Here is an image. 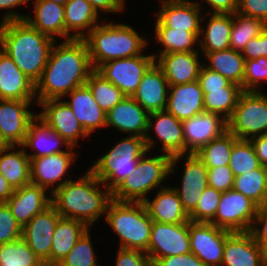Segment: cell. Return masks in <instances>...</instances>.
<instances>
[{"label": "cell", "instance_id": "1", "mask_svg": "<svg viewBox=\"0 0 267 266\" xmlns=\"http://www.w3.org/2000/svg\"><path fill=\"white\" fill-rule=\"evenodd\" d=\"M56 42L40 79L35 83L36 105L48 99H63L73 89L86 85L94 70L84 39Z\"/></svg>", "mask_w": 267, "mask_h": 266}, {"label": "cell", "instance_id": "2", "mask_svg": "<svg viewBox=\"0 0 267 266\" xmlns=\"http://www.w3.org/2000/svg\"><path fill=\"white\" fill-rule=\"evenodd\" d=\"M111 200L112 192L89 169L51 195V204L61 217L81 221L89 228L106 215Z\"/></svg>", "mask_w": 267, "mask_h": 266}, {"label": "cell", "instance_id": "3", "mask_svg": "<svg viewBox=\"0 0 267 266\" xmlns=\"http://www.w3.org/2000/svg\"><path fill=\"white\" fill-rule=\"evenodd\" d=\"M55 40L33 28L26 20L0 23V50L36 83L47 65Z\"/></svg>", "mask_w": 267, "mask_h": 266}, {"label": "cell", "instance_id": "4", "mask_svg": "<svg viewBox=\"0 0 267 266\" xmlns=\"http://www.w3.org/2000/svg\"><path fill=\"white\" fill-rule=\"evenodd\" d=\"M104 20L83 38L93 69L107 61L142 55L147 49L149 42L133 26Z\"/></svg>", "mask_w": 267, "mask_h": 266}, {"label": "cell", "instance_id": "5", "mask_svg": "<svg viewBox=\"0 0 267 266\" xmlns=\"http://www.w3.org/2000/svg\"><path fill=\"white\" fill-rule=\"evenodd\" d=\"M104 218L119 237V248L147 251L153 220L143 202L112 199Z\"/></svg>", "mask_w": 267, "mask_h": 266}, {"label": "cell", "instance_id": "6", "mask_svg": "<svg viewBox=\"0 0 267 266\" xmlns=\"http://www.w3.org/2000/svg\"><path fill=\"white\" fill-rule=\"evenodd\" d=\"M146 153L139 159L135 169L112 192V199L117 201L144 202L155 189L161 186L170 176L171 156L161 153L148 156ZM160 187V188H159Z\"/></svg>", "mask_w": 267, "mask_h": 266}, {"label": "cell", "instance_id": "7", "mask_svg": "<svg viewBox=\"0 0 267 266\" xmlns=\"http://www.w3.org/2000/svg\"><path fill=\"white\" fill-rule=\"evenodd\" d=\"M146 151L148 149L143 137L128 135L102 154L88 169L113 192L132 173Z\"/></svg>", "mask_w": 267, "mask_h": 266}, {"label": "cell", "instance_id": "8", "mask_svg": "<svg viewBox=\"0 0 267 266\" xmlns=\"http://www.w3.org/2000/svg\"><path fill=\"white\" fill-rule=\"evenodd\" d=\"M227 130L240 140L267 134V94L243 91L227 121Z\"/></svg>", "mask_w": 267, "mask_h": 266}, {"label": "cell", "instance_id": "9", "mask_svg": "<svg viewBox=\"0 0 267 266\" xmlns=\"http://www.w3.org/2000/svg\"><path fill=\"white\" fill-rule=\"evenodd\" d=\"M258 205L233 189L222 192L214 219L210 222L230 232H249Z\"/></svg>", "mask_w": 267, "mask_h": 266}, {"label": "cell", "instance_id": "10", "mask_svg": "<svg viewBox=\"0 0 267 266\" xmlns=\"http://www.w3.org/2000/svg\"><path fill=\"white\" fill-rule=\"evenodd\" d=\"M154 63L153 54H142L107 61L101 64L96 71L118 87L126 96H132L144 74Z\"/></svg>", "mask_w": 267, "mask_h": 266}, {"label": "cell", "instance_id": "11", "mask_svg": "<svg viewBox=\"0 0 267 266\" xmlns=\"http://www.w3.org/2000/svg\"><path fill=\"white\" fill-rule=\"evenodd\" d=\"M181 159L185 160L181 184L174 186L184 210L189 215L196 207L200 197L208 185L207 167L195 153L176 155L171 158L170 175L176 171L175 167Z\"/></svg>", "mask_w": 267, "mask_h": 266}, {"label": "cell", "instance_id": "12", "mask_svg": "<svg viewBox=\"0 0 267 266\" xmlns=\"http://www.w3.org/2000/svg\"><path fill=\"white\" fill-rule=\"evenodd\" d=\"M232 233L212 223L189 221L191 252L205 266H221L225 242Z\"/></svg>", "mask_w": 267, "mask_h": 266}, {"label": "cell", "instance_id": "13", "mask_svg": "<svg viewBox=\"0 0 267 266\" xmlns=\"http://www.w3.org/2000/svg\"><path fill=\"white\" fill-rule=\"evenodd\" d=\"M151 130L156 133V137L162 146L163 154L171 157L185 154L183 123L174 115L166 110L149 113L147 132L144 139L150 152L151 150L153 151L152 148H155L153 147L155 146V139L151 136Z\"/></svg>", "mask_w": 267, "mask_h": 266}, {"label": "cell", "instance_id": "14", "mask_svg": "<svg viewBox=\"0 0 267 266\" xmlns=\"http://www.w3.org/2000/svg\"><path fill=\"white\" fill-rule=\"evenodd\" d=\"M191 252L189 221L187 223H152L149 245L146 253L153 264L162 257L182 255Z\"/></svg>", "mask_w": 267, "mask_h": 266}, {"label": "cell", "instance_id": "15", "mask_svg": "<svg viewBox=\"0 0 267 266\" xmlns=\"http://www.w3.org/2000/svg\"><path fill=\"white\" fill-rule=\"evenodd\" d=\"M75 160V152H62L30 159L31 183L41 186L52 195L58 188L71 180L65 176Z\"/></svg>", "mask_w": 267, "mask_h": 266}, {"label": "cell", "instance_id": "16", "mask_svg": "<svg viewBox=\"0 0 267 266\" xmlns=\"http://www.w3.org/2000/svg\"><path fill=\"white\" fill-rule=\"evenodd\" d=\"M60 218L58 211L50 204L33 217L22 229V239L45 266H50L52 238Z\"/></svg>", "mask_w": 267, "mask_h": 266}, {"label": "cell", "instance_id": "17", "mask_svg": "<svg viewBox=\"0 0 267 266\" xmlns=\"http://www.w3.org/2000/svg\"><path fill=\"white\" fill-rule=\"evenodd\" d=\"M38 106L41 112L37 115L57 133H59L71 147L78 145V140L85 139L89 135L77 120L72 109L63 99H48L41 101Z\"/></svg>", "mask_w": 267, "mask_h": 266}, {"label": "cell", "instance_id": "18", "mask_svg": "<svg viewBox=\"0 0 267 266\" xmlns=\"http://www.w3.org/2000/svg\"><path fill=\"white\" fill-rule=\"evenodd\" d=\"M34 102L36 104V100L0 99V130L10 145L23 144L29 124L37 115L29 110Z\"/></svg>", "mask_w": 267, "mask_h": 266}, {"label": "cell", "instance_id": "19", "mask_svg": "<svg viewBox=\"0 0 267 266\" xmlns=\"http://www.w3.org/2000/svg\"><path fill=\"white\" fill-rule=\"evenodd\" d=\"M197 1L163 0L155 16L165 27L200 33L201 21H204L208 14L204 17L201 15L202 2Z\"/></svg>", "mask_w": 267, "mask_h": 266}, {"label": "cell", "instance_id": "20", "mask_svg": "<svg viewBox=\"0 0 267 266\" xmlns=\"http://www.w3.org/2000/svg\"><path fill=\"white\" fill-rule=\"evenodd\" d=\"M185 139V154L196 153L211 140L227 131V121L220 115L203 111L182 121Z\"/></svg>", "mask_w": 267, "mask_h": 266}, {"label": "cell", "instance_id": "21", "mask_svg": "<svg viewBox=\"0 0 267 266\" xmlns=\"http://www.w3.org/2000/svg\"><path fill=\"white\" fill-rule=\"evenodd\" d=\"M21 146L30 159L75 151L74 147H71L59 133L51 129L38 115L31 120ZM63 146H65V150L62 149ZM28 148L33 151L32 154H28Z\"/></svg>", "mask_w": 267, "mask_h": 266}, {"label": "cell", "instance_id": "22", "mask_svg": "<svg viewBox=\"0 0 267 266\" xmlns=\"http://www.w3.org/2000/svg\"><path fill=\"white\" fill-rule=\"evenodd\" d=\"M200 51L153 54L156 64L162 69L168 85L191 83L198 80L203 66ZM201 60V62H200Z\"/></svg>", "mask_w": 267, "mask_h": 266}, {"label": "cell", "instance_id": "23", "mask_svg": "<svg viewBox=\"0 0 267 266\" xmlns=\"http://www.w3.org/2000/svg\"><path fill=\"white\" fill-rule=\"evenodd\" d=\"M148 116L149 113L132 96H126L106 113V127L145 138Z\"/></svg>", "mask_w": 267, "mask_h": 266}, {"label": "cell", "instance_id": "24", "mask_svg": "<svg viewBox=\"0 0 267 266\" xmlns=\"http://www.w3.org/2000/svg\"><path fill=\"white\" fill-rule=\"evenodd\" d=\"M44 188L32 183L15 189L10 199L5 202L23 228L33 217L51 204V195Z\"/></svg>", "mask_w": 267, "mask_h": 266}, {"label": "cell", "instance_id": "25", "mask_svg": "<svg viewBox=\"0 0 267 266\" xmlns=\"http://www.w3.org/2000/svg\"><path fill=\"white\" fill-rule=\"evenodd\" d=\"M63 98L89 136L98 128L106 127V112L95 101L87 85L73 89Z\"/></svg>", "mask_w": 267, "mask_h": 266}, {"label": "cell", "instance_id": "26", "mask_svg": "<svg viewBox=\"0 0 267 266\" xmlns=\"http://www.w3.org/2000/svg\"><path fill=\"white\" fill-rule=\"evenodd\" d=\"M266 258L250 232H233L226 239L221 266H260Z\"/></svg>", "mask_w": 267, "mask_h": 266}, {"label": "cell", "instance_id": "27", "mask_svg": "<svg viewBox=\"0 0 267 266\" xmlns=\"http://www.w3.org/2000/svg\"><path fill=\"white\" fill-rule=\"evenodd\" d=\"M0 99L36 100L35 83L1 50Z\"/></svg>", "mask_w": 267, "mask_h": 266}, {"label": "cell", "instance_id": "28", "mask_svg": "<svg viewBox=\"0 0 267 266\" xmlns=\"http://www.w3.org/2000/svg\"><path fill=\"white\" fill-rule=\"evenodd\" d=\"M169 85L156 62L144 74L132 97L148 112L166 109Z\"/></svg>", "mask_w": 267, "mask_h": 266}, {"label": "cell", "instance_id": "29", "mask_svg": "<svg viewBox=\"0 0 267 266\" xmlns=\"http://www.w3.org/2000/svg\"><path fill=\"white\" fill-rule=\"evenodd\" d=\"M203 91L199 81L171 85L168 89L166 111L184 121L205 111Z\"/></svg>", "mask_w": 267, "mask_h": 266}, {"label": "cell", "instance_id": "30", "mask_svg": "<svg viewBox=\"0 0 267 266\" xmlns=\"http://www.w3.org/2000/svg\"><path fill=\"white\" fill-rule=\"evenodd\" d=\"M157 192L153 199L149 197L143 202L153 221L167 224L190 221L174 187H162Z\"/></svg>", "mask_w": 267, "mask_h": 266}, {"label": "cell", "instance_id": "31", "mask_svg": "<svg viewBox=\"0 0 267 266\" xmlns=\"http://www.w3.org/2000/svg\"><path fill=\"white\" fill-rule=\"evenodd\" d=\"M99 16L87 0H68L64 5L65 40L83 39L100 24Z\"/></svg>", "mask_w": 267, "mask_h": 266}, {"label": "cell", "instance_id": "32", "mask_svg": "<svg viewBox=\"0 0 267 266\" xmlns=\"http://www.w3.org/2000/svg\"><path fill=\"white\" fill-rule=\"evenodd\" d=\"M33 2L34 15H27L25 20L33 28L55 41L58 36L65 40L64 6L49 0H34Z\"/></svg>", "mask_w": 267, "mask_h": 266}, {"label": "cell", "instance_id": "33", "mask_svg": "<svg viewBox=\"0 0 267 266\" xmlns=\"http://www.w3.org/2000/svg\"><path fill=\"white\" fill-rule=\"evenodd\" d=\"M207 24L200 28L199 48L201 52H214L230 49V34L233 14L210 13ZM204 27V28H203Z\"/></svg>", "mask_w": 267, "mask_h": 266}, {"label": "cell", "instance_id": "34", "mask_svg": "<svg viewBox=\"0 0 267 266\" xmlns=\"http://www.w3.org/2000/svg\"><path fill=\"white\" fill-rule=\"evenodd\" d=\"M88 229L81 221L61 217L52 238L50 266H58Z\"/></svg>", "mask_w": 267, "mask_h": 266}, {"label": "cell", "instance_id": "35", "mask_svg": "<svg viewBox=\"0 0 267 266\" xmlns=\"http://www.w3.org/2000/svg\"><path fill=\"white\" fill-rule=\"evenodd\" d=\"M0 173L14 190L31 183L30 158L21 145L0 152Z\"/></svg>", "mask_w": 267, "mask_h": 266}, {"label": "cell", "instance_id": "36", "mask_svg": "<svg viewBox=\"0 0 267 266\" xmlns=\"http://www.w3.org/2000/svg\"><path fill=\"white\" fill-rule=\"evenodd\" d=\"M205 57L204 66L212 71L218 72L243 90L245 58L234 49L220 50L214 52H203Z\"/></svg>", "mask_w": 267, "mask_h": 266}, {"label": "cell", "instance_id": "37", "mask_svg": "<svg viewBox=\"0 0 267 266\" xmlns=\"http://www.w3.org/2000/svg\"><path fill=\"white\" fill-rule=\"evenodd\" d=\"M155 20V36L153 38L162 46L158 55L199 51L194 46L199 45L200 33L165 27L157 18Z\"/></svg>", "mask_w": 267, "mask_h": 266}, {"label": "cell", "instance_id": "38", "mask_svg": "<svg viewBox=\"0 0 267 266\" xmlns=\"http://www.w3.org/2000/svg\"><path fill=\"white\" fill-rule=\"evenodd\" d=\"M202 91L204 110L218 114L226 121L231 118L239 96L243 92L241 87H222L221 89Z\"/></svg>", "mask_w": 267, "mask_h": 266}, {"label": "cell", "instance_id": "39", "mask_svg": "<svg viewBox=\"0 0 267 266\" xmlns=\"http://www.w3.org/2000/svg\"><path fill=\"white\" fill-rule=\"evenodd\" d=\"M234 191L250 198L258 206L267 202V168L261 166L234 177Z\"/></svg>", "mask_w": 267, "mask_h": 266}, {"label": "cell", "instance_id": "40", "mask_svg": "<svg viewBox=\"0 0 267 266\" xmlns=\"http://www.w3.org/2000/svg\"><path fill=\"white\" fill-rule=\"evenodd\" d=\"M238 139L228 130L220 137L211 140L200 148L195 154L207 168L225 166L229 164L231 151Z\"/></svg>", "mask_w": 267, "mask_h": 266}, {"label": "cell", "instance_id": "41", "mask_svg": "<svg viewBox=\"0 0 267 266\" xmlns=\"http://www.w3.org/2000/svg\"><path fill=\"white\" fill-rule=\"evenodd\" d=\"M86 85L91 90L95 101L106 113L126 97L118 87L95 69L90 73Z\"/></svg>", "mask_w": 267, "mask_h": 266}, {"label": "cell", "instance_id": "42", "mask_svg": "<svg viewBox=\"0 0 267 266\" xmlns=\"http://www.w3.org/2000/svg\"><path fill=\"white\" fill-rule=\"evenodd\" d=\"M265 27L266 24L260 19L234 13L230 48L241 52L250 39L258 37Z\"/></svg>", "mask_w": 267, "mask_h": 266}, {"label": "cell", "instance_id": "43", "mask_svg": "<svg viewBox=\"0 0 267 266\" xmlns=\"http://www.w3.org/2000/svg\"><path fill=\"white\" fill-rule=\"evenodd\" d=\"M0 266H45L21 238L0 244Z\"/></svg>", "mask_w": 267, "mask_h": 266}, {"label": "cell", "instance_id": "44", "mask_svg": "<svg viewBox=\"0 0 267 266\" xmlns=\"http://www.w3.org/2000/svg\"><path fill=\"white\" fill-rule=\"evenodd\" d=\"M228 166L234 176L242 175L262 166L250 140L238 139L234 143Z\"/></svg>", "mask_w": 267, "mask_h": 266}, {"label": "cell", "instance_id": "45", "mask_svg": "<svg viewBox=\"0 0 267 266\" xmlns=\"http://www.w3.org/2000/svg\"><path fill=\"white\" fill-rule=\"evenodd\" d=\"M90 232L89 228L58 266H98Z\"/></svg>", "mask_w": 267, "mask_h": 266}, {"label": "cell", "instance_id": "46", "mask_svg": "<svg viewBox=\"0 0 267 266\" xmlns=\"http://www.w3.org/2000/svg\"><path fill=\"white\" fill-rule=\"evenodd\" d=\"M221 191L207 187L200 197L195 209L189 214L190 221L210 223L217 212Z\"/></svg>", "mask_w": 267, "mask_h": 266}, {"label": "cell", "instance_id": "47", "mask_svg": "<svg viewBox=\"0 0 267 266\" xmlns=\"http://www.w3.org/2000/svg\"><path fill=\"white\" fill-rule=\"evenodd\" d=\"M267 80V57L245 60L243 91H257Z\"/></svg>", "mask_w": 267, "mask_h": 266}, {"label": "cell", "instance_id": "48", "mask_svg": "<svg viewBox=\"0 0 267 266\" xmlns=\"http://www.w3.org/2000/svg\"><path fill=\"white\" fill-rule=\"evenodd\" d=\"M22 229L9 206L6 203H0V244L21 239Z\"/></svg>", "mask_w": 267, "mask_h": 266}, {"label": "cell", "instance_id": "49", "mask_svg": "<svg viewBox=\"0 0 267 266\" xmlns=\"http://www.w3.org/2000/svg\"><path fill=\"white\" fill-rule=\"evenodd\" d=\"M208 185L221 192L233 188L234 174L228 165L207 168Z\"/></svg>", "mask_w": 267, "mask_h": 266}, {"label": "cell", "instance_id": "50", "mask_svg": "<svg viewBox=\"0 0 267 266\" xmlns=\"http://www.w3.org/2000/svg\"><path fill=\"white\" fill-rule=\"evenodd\" d=\"M249 232L254 237L256 244L267 255V202L257 207L256 216Z\"/></svg>", "mask_w": 267, "mask_h": 266}, {"label": "cell", "instance_id": "51", "mask_svg": "<svg viewBox=\"0 0 267 266\" xmlns=\"http://www.w3.org/2000/svg\"><path fill=\"white\" fill-rule=\"evenodd\" d=\"M114 266H154L145 251L119 248Z\"/></svg>", "mask_w": 267, "mask_h": 266}, {"label": "cell", "instance_id": "52", "mask_svg": "<svg viewBox=\"0 0 267 266\" xmlns=\"http://www.w3.org/2000/svg\"><path fill=\"white\" fill-rule=\"evenodd\" d=\"M198 81L202 90H216L221 89L222 87H240L229 81L220 73L212 71L204 65L200 70Z\"/></svg>", "mask_w": 267, "mask_h": 266}, {"label": "cell", "instance_id": "53", "mask_svg": "<svg viewBox=\"0 0 267 266\" xmlns=\"http://www.w3.org/2000/svg\"><path fill=\"white\" fill-rule=\"evenodd\" d=\"M236 13L260 19L267 25V0H238Z\"/></svg>", "mask_w": 267, "mask_h": 266}, {"label": "cell", "instance_id": "54", "mask_svg": "<svg viewBox=\"0 0 267 266\" xmlns=\"http://www.w3.org/2000/svg\"><path fill=\"white\" fill-rule=\"evenodd\" d=\"M241 54L245 60L267 57V25L258 37L250 39L241 51Z\"/></svg>", "mask_w": 267, "mask_h": 266}, {"label": "cell", "instance_id": "55", "mask_svg": "<svg viewBox=\"0 0 267 266\" xmlns=\"http://www.w3.org/2000/svg\"><path fill=\"white\" fill-rule=\"evenodd\" d=\"M154 266H205L192 252L159 258Z\"/></svg>", "mask_w": 267, "mask_h": 266}, {"label": "cell", "instance_id": "56", "mask_svg": "<svg viewBox=\"0 0 267 266\" xmlns=\"http://www.w3.org/2000/svg\"><path fill=\"white\" fill-rule=\"evenodd\" d=\"M31 0H0V10H8L7 12H4L2 16L1 23L9 22V21H16V20H25L27 17V14L22 15L19 14L15 9L18 6H23V4L28 3Z\"/></svg>", "mask_w": 267, "mask_h": 266}, {"label": "cell", "instance_id": "57", "mask_svg": "<svg viewBox=\"0 0 267 266\" xmlns=\"http://www.w3.org/2000/svg\"><path fill=\"white\" fill-rule=\"evenodd\" d=\"M96 12L100 15L102 12L104 14L109 13H121L125 10V0H87Z\"/></svg>", "mask_w": 267, "mask_h": 266}, {"label": "cell", "instance_id": "58", "mask_svg": "<svg viewBox=\"0 0 267 266\" xmlns=\"http://www.w3.org/2000/svg\"><path fill=\"white\" fill-rule=\"evenodd\" d=\"M210 8L206 13L234 14L238 8V0H203Z\"/></svg>", "mask_w": 267, "mask_h": 266}, {"label": "cell", "instance_id": "59", "mask_svg": "<svg viewBox=\"0 0 267 266\" xmlns=\"http://www.w3.org/2000/svg\"><path fill=\"white\" fill-rule=\"evenodd\" d=\"M250 141L261 165L267 168V134L253 137Z\"/></svg>", "mask_w": 267, "mask_h": 266}, {"label": "cell", "instance_id": "60", "mask_svg": "<svg viewBox=\"0 0 267 266\" xmlns=\"http://www.w3.org/2000/svg\"><path fill=\"white\" fill-rule=\"evenodd\" d=\"M14 191L15 190L0 173V203L7 202L14 193Z\"/></svg>", "mask_w": 267, "mask_h": 266}, {"label": "cell", "instance_id": "61", "mask_svg": "<svg viewBox=\"0 0 267 266\" xmlns=\"http://www.w3.org/2000/svg\"><path fill=\"white\" fill-rule=\"evenodd\" d=\"M11 145L4 138L2 131L0 130V152L9 148Z\"/></svg>", "mask_w": 267, "mask_h": 266}, {"label": "cell", "instance_id": "62", "mask_svg": "<svg viewBox=\"0 0 267 266\" xmlns=\"http://www.w3.org/2000/svg\"><path fill=\"white\" fill-rule=\"evenodd\" d=\"M49 1H53L64 6L68 0H49Z\"/></svg>", "mask_w": 267, "mask_h": 266}, {"label": "cell", "instance_id": "63", "mask_svg": "<svg viewBox=\"0 0 267 266\" xmlns=\"http://www.w3.org/2000/svg\"><path fill=\"white\" fill-rule=\"evenodd\" d=\"M260 266H267V258L263 261V263Z\"/></svg>", "mask_w": 267, "mask_h": 266}]
</instances>
